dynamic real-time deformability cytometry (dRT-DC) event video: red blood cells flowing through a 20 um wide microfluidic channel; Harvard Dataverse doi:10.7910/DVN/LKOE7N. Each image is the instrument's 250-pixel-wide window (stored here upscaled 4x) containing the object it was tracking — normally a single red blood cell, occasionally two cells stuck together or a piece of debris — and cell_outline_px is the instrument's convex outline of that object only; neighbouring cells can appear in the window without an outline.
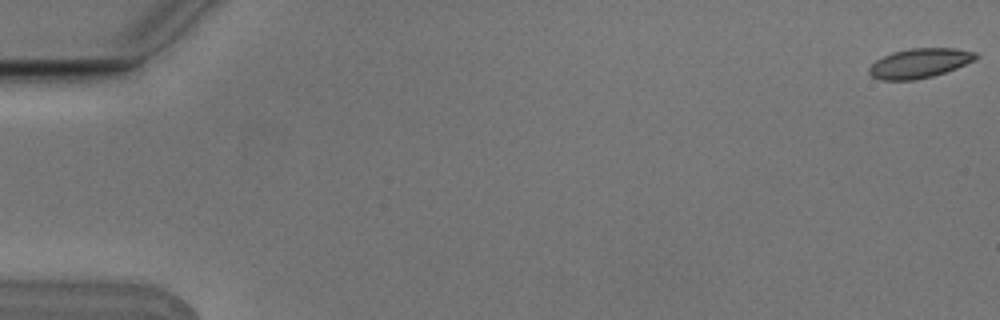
{"species": "Egyptian fruit bat (a non-hibernating species)", "species_latin": "Rousettus aegyptiacus", "temperature_condition": "cold", "stored_images_in_passage": 6, "camera_frame_rate_fps": 3000, "um_per_image_px": 0.085, "animal": {"sex": "male"}, "frame": {"image": 1, "passage_image": 1, "time_ms": 0.0, "image_size_px": [1000, 320], "cell_outline_px": [[980, 56], [976, 60], [956, 68], [932, 76], [916, 80], [880, 80], [872, 76], [868, 72], [868, 68], [876, 60], [892, 52], [912, 48], [956, 48], [976, 52]], "centroid_in_image_um": [78.18, 5.37], "position_along_channel_um": 6.8, "area_um2": 18.44}}
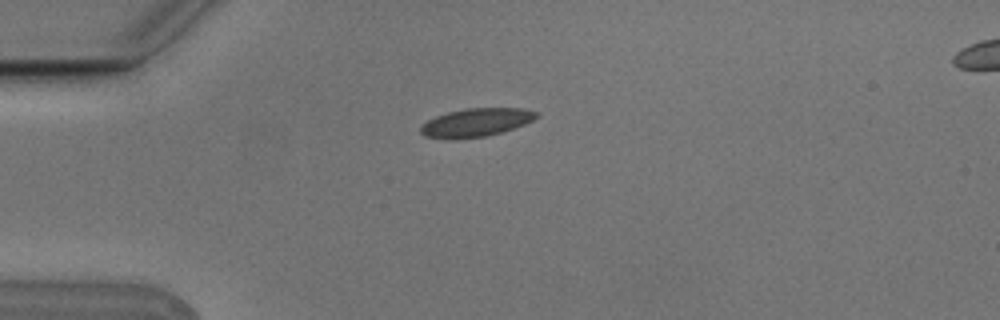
{"frame": {"image": 2, "passage_image": 5, "time_ms": 1.333, "image_size_px": [1000, 320], "cell_outline_px": [[540, 116], [524, 124], [500, 132], [484, 136], [452, 140], [424, 136], [420, 132], [420, 128], [428, 120], [436, 116], [448, 112], [464, 108], [524, 108], [540, 112]], "centroid_in_image_um": [40.47, 10.4], "position_along_channel_um": 44.5, "area_um2": 19.13}}